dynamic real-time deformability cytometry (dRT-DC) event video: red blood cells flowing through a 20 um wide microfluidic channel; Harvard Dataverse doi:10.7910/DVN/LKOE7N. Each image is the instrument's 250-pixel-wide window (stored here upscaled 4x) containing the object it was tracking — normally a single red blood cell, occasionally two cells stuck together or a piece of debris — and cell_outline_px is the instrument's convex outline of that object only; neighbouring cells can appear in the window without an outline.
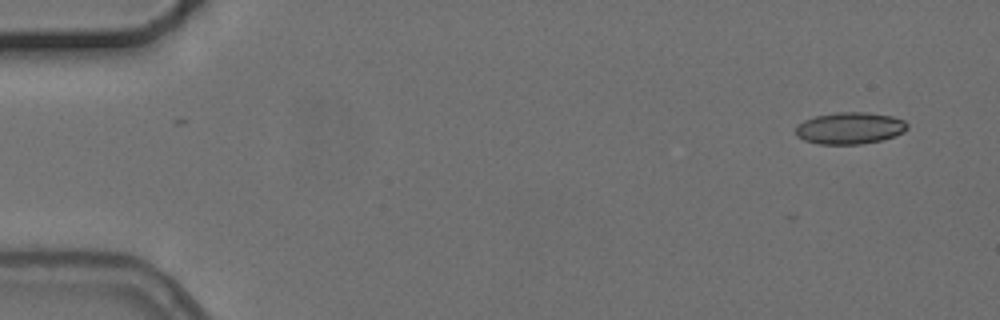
{"species": "common noctule bat (a hibernating species)", "species_latin": "Nyctalus noctula", "temperature_condition": "cold", "stored_images_in_passage": 2, "camera_frame_rate_fps": 3000, "um_per_image_px": 0.085, "animal": {"sex": "female", "body_mass_g": 24.6, "forearm_length_mm": 56.2}, "frame": {"image": 1, "passage_image": 1, "time_ms": 0.0, "image_size_px": [1000, 320], "cell_outline_px": [[908, 128], [904, 132], [896, 136], [880, 140], [860, 144], [820, 144], [804, 140], [796, 136], [796, 124], [804, 120], [816, 116], [836, 112], [868, 112], [892, 116], [904, 120], [908, 124]], "centroid_in_image_um": [72.24, 10.89], "position_along_channel_um": 12.8, "area_um2": 20.81}}